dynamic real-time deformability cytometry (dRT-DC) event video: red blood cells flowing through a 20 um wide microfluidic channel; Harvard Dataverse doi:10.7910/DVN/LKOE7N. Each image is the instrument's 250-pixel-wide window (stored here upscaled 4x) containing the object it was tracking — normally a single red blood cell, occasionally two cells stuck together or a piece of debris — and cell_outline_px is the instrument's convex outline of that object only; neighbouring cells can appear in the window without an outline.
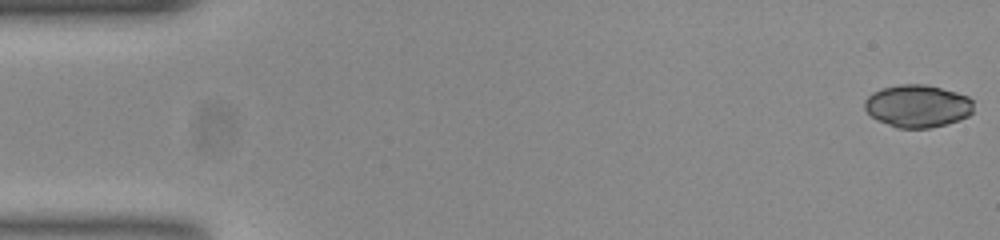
{"species": "common noctule bat (a hibernating species)", "species_latin": "Nyctalus noctula", "temperature_condition": "room temperature", "stored_images_in_passage": 54, "camera_frame_rate_fps": 3000, "um_per_image_px": 0.085, "animal": {"sex": "female", "body_mass_g": 23.0, "forearm_length_mm": 53.4}, "frame": {"image": 1, "passage_image": 1, "time_ms": 0.0, "image_size_px": [1000, 240], "cell_outline_px": [[972, 112], [968, 116], [960, 120], [948, 124], [928, 128], [896, 128], [876, 120], [864, 108], [864, 100], [872, 92], [880, 88], [900, 84], [924, 84], [956, 92], [968, 96], [972, 100]], "centroid_in_image_um": [77.97, 9.01], "position_along_channel_um": 7.0, "area_um2": 27.22}}
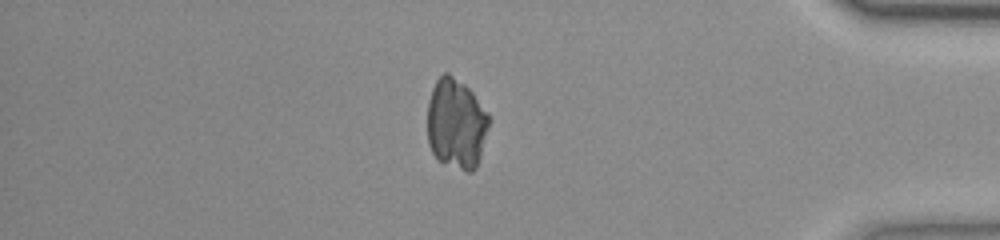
{"frame": {"image": 2, "passage_image": 46, "time_ms": 15.0, "image_size_px": [1000, 240], "cell_outline_px": [[488, 128], [480, 156], [476, 168], [472, 172], [468, 172], [440, 160], [432, 152], [428, 144], [428, 100], [432, 88], [436, 80], [444, 72], [448, 72], [464, 84], [472, 92], [488, 112]], "centroid_in_image_um": [38.77, 10.49], "position_along_channel_um": 396.4, "area_um2": 32.14}}
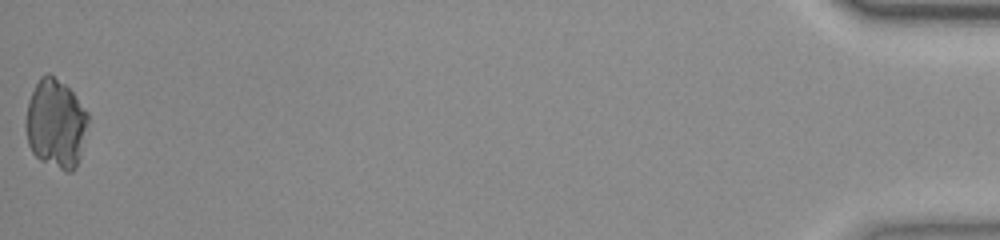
{"frame": {"image": 3, "passage_image": 54, "time_ms": 17.667, "image_size_px": [1000, 240], "cell_outline_px": [[88, 120], [80, 156], [76, 168], [72, 172], [64, 172], [40, 160], [32, 152], [28, 144], [24, 128], [24, 124], [28, 100], [40, 76], [48, 72], [64, 84], [72, 92], [88, 112]], "centroid_in_image_um": [4.71, 10.53], "position_along_channel_um": 430.5, "area_um2": 32.48}}